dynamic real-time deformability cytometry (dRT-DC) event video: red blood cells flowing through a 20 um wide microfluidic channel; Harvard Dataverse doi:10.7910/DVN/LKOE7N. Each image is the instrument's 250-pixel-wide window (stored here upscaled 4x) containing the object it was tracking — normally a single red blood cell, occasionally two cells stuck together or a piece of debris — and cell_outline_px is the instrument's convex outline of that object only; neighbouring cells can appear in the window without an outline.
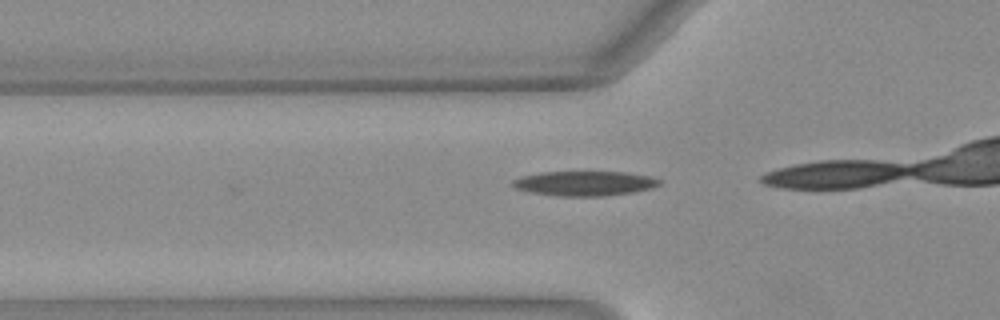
{"species": "Egyptian fruit bat (a non-hibernating species)", "species_latin": "Rousettus aegyptiacus", "temperature_condition": "warm", "stored_images_in_passage": 11, "camera_frame_rate_fps": 3000, "um_per_image_px": 0.085, "animal": {"sex": "female"}, "frame": {"image": 1, "passage_image": 7, "time_ms": 2.0, "image_size_px": [1000, 320], "cell_outline_px": [[660, 184], [648, 188], [632, 192], [604, 196], [560, 196], [532, 192], [516, 188], [512, 184], [512, 180], [520, 176], [540, 172], [624, 172], [652, 176], [660, 180]], "centroid_in_image_um": [49.67, 15.58], "position_along_channel_um": 76.1, "area_um2": 20.92}}